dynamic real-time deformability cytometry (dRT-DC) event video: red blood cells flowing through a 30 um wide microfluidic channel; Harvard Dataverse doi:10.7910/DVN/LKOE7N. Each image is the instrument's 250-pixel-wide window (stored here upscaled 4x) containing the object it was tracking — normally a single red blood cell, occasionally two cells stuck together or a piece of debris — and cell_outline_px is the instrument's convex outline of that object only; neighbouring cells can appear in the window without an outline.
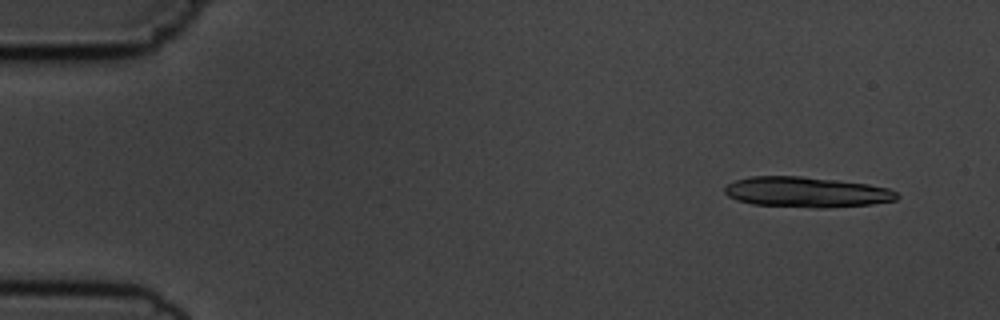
{"species": "common noctule bat (a hibernating species)", "species_latin": "Nyctalus noctula", "temperature_condition": "cold", "stored_images_in_passage": 5, "camera_frame_rate_fps": 3000, "um_per_image_px": 0.085, "animal": {"sex": "male", "body_mass_g": 19.5, "forearm_length_mm": 54.6}, "frame": {"image": 1, "passage_image": 1, "time_ms": 0.0, "image_size_px": [1000, 320], "cell_outline_px": [[900, 196], [896, 200], [872, 204], [824, 208], [816, 208], [752, 204], [736, 200], [728, 196], [724, 192], [724, 184], [748, 176], [800, 176], [836, 180], [868, 184], [888, 188], [896, 192]], "centroid_in_image_um": [68.52, 16.33], "position_along_channel_um": 16.5, "area_um2": 30.69}}